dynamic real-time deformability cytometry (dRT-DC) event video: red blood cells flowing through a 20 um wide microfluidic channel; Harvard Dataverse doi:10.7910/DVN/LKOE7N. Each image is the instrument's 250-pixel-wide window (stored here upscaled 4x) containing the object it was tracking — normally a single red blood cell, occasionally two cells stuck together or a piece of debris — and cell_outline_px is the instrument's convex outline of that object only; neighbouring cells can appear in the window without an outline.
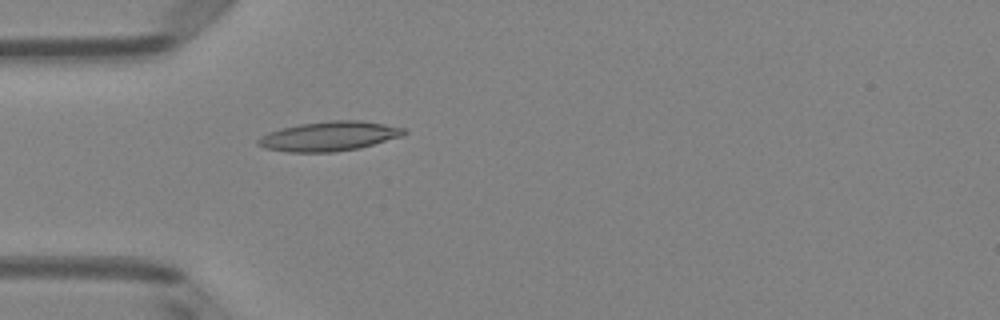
{"species": "Egyptian fruit bat (a non-hibernating species)", "species_latin": "Rousettus aegyptiacus", "temperature_condition": "room temperature", "stored_images_in_passage": 4, "camera_frame_rate_fps": 3000, "um_per_image_px": 0.085, "animal": {"sex": "female"}, "frame": {"image": 1, "passage_image": 4, "time_ms": 1.0, "image_size_px": [1000, 320], "cell_outline_px": [[408, 132], [404, 136], [360, 148], [332, 152], [288, 152], [264, 148], [256, 144], [256, 140], [260, 136], [268, 132], [280, 128], [300, 124], [332, 120], [360, 120], [384, 124], [404, 128]], "centroid_in_image_um": [27.98, 11.58], "position_along_channel_um": 57.0, "area_um2": 25.32}}